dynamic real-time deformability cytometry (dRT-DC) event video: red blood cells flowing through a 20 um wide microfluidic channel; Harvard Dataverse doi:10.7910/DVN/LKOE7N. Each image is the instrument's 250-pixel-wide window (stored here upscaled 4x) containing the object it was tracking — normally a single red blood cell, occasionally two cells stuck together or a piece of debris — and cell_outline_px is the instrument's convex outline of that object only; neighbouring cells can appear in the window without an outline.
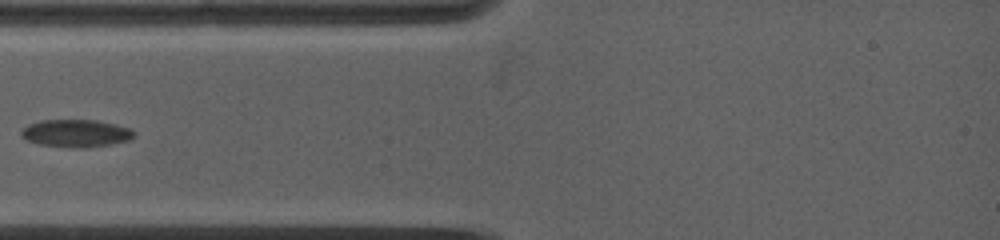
{"species": "common noctule bat (a hibernating species)", "species_latin": "Nyctalus noctula", "temperature_condition": "warm", "stored_images_in_passage": 19, "camera_frame_rate_fps": 5000, "um_per_image_px": 0.085, "animal": {"sex": "female", "body_mass_g": 19.0, "forearm_length_mm": 53.3}, "frame": {"image": 1, "passage_image": 4, "time_ms": 2.4, "image_size_px": [1000, 240], "cell_outline_px": [[136, 136], [128, 140], [112, 144], [84, 148], [72, 148], [40, 144], [28, 140], [20, 136], [20, 132], [28, 124], [40, 120], [96, 120], [116, 124], [128, 128], [136, 132]], "centroid_in_image_um": [6.47, 11.33], "position_along_channel_um": 78.5, "area_um2": 18.21}}